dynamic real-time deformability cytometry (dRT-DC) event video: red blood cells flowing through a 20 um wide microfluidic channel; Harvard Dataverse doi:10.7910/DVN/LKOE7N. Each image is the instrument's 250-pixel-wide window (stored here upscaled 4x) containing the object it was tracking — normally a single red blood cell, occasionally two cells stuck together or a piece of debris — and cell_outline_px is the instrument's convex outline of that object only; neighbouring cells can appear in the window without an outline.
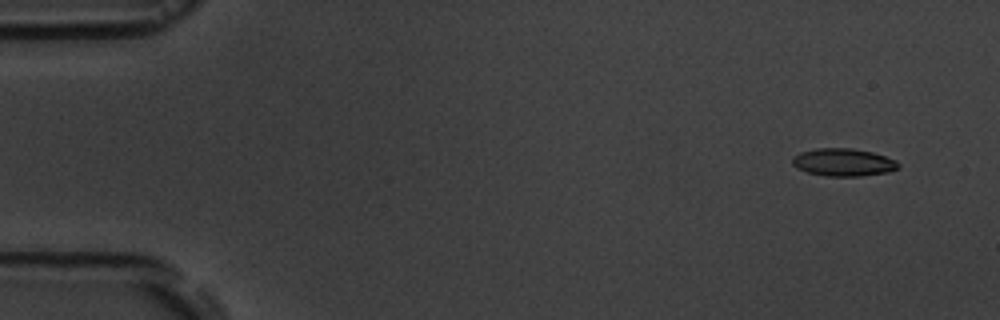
{"species": "common noctule bat (a hibernating species)", "species_latin": "Nyctalus noctula", "temperature_condition": "room temperature", "stored_images_in_passage": 9, "camera_frame_rate_fps": 3000, "um_per_image_px": 0.085, "animal": {"sex": "male", "body_mass_g": 19.5, "forearm_length_mm": 54.6}, "frame": {"image": 1, "passage_image": 2, "time_ms": 1.0, "image_size_px": [1000, 320], "cell_outline_px": [[900, 168], [888, 172], [860, 176], [824, 176], [808, 172], [796, 168], [792, 164], [792, 156], [800, 152], [816, 148], [852, 148], [872, 152], [896, 160], [900, 164]], "centroid_in_image_um": [71.67, 13.79], "position_along_channel_um": 13.3, "area_um2": 17.22}}
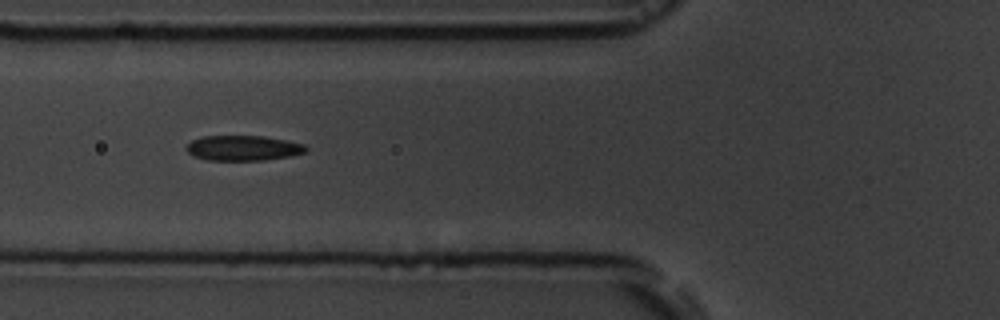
{"frame": {"image": 2, "passage_image": 7, "time_ms": 6.667, "image_size_px": [1000, 320], "cell_outline_px": [[308, 152], [292, 156], [264, 160], [208, 160], [192, 156], [184, 148], [192, 140], [204, 136], [264, 136], [288, 140], [304, 144], [308, 148]], "centroid_in_image_um": [20.7, 12.58], "position_along_channel_um": 105.1, "area_um2": 17.74}}
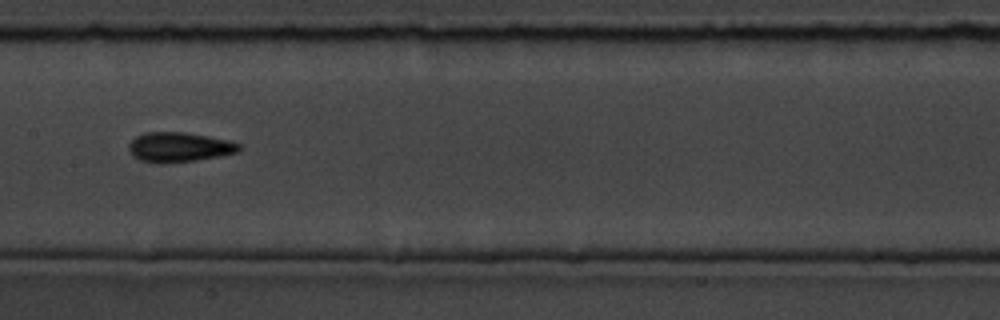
{"frame": {"image": 3, "passage_image": 9, "time_ms": 9.0, "image_size_px": [1000, 320], "cell_outline_px": [[240, 152], [220, 156], [196, 160], [160, 164], [156, 164], [140, 160], [132, 156], [128, 148], [128, 144], [136, 136], [144, 132], [184, 132], [208, 136], [228, 140], [240, 144]], "centroid_in_image_um": [15.2, 12.51], "position_along_channel_um": 192.2, "area_um2": 19.31}}